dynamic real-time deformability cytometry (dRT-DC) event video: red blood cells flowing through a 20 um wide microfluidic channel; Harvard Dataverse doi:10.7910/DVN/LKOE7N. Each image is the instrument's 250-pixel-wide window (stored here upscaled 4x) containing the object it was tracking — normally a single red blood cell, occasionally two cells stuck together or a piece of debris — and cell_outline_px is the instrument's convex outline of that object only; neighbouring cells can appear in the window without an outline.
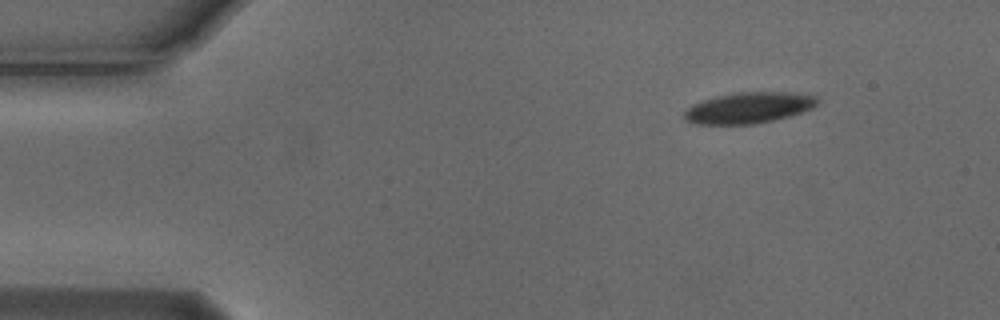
{"species": "Egyptian fruit bat (a non-hibernating species)", "species_latin": "Rousettus aegyptiacus", "temperature_condition": "cold", "stored_images_in_passage": 5, "segment_of_instrument_passage": [2, 2], "camera_frame_rate_fps": 3000, "um_per_image_px": 0.085, "animal": {"sex": "male"}, "frame": {"image": 1, "passage_image": 5, "time_ms": 1.333, "image_size_px": [1000, 320], "cell_outline_px": [[820, 104], [812, 108], [788, 116], [772, 120], [752, 124], [696, 124], [684, 120], [684, 112], [692, 104], [716, 96], [736, 92], [792, 92], [816, 96], [820, 100]], "centroid_in_image_um": [63.65, 9.15], "position_along_channel_um": 21.3, "area_um2": 24.04}}